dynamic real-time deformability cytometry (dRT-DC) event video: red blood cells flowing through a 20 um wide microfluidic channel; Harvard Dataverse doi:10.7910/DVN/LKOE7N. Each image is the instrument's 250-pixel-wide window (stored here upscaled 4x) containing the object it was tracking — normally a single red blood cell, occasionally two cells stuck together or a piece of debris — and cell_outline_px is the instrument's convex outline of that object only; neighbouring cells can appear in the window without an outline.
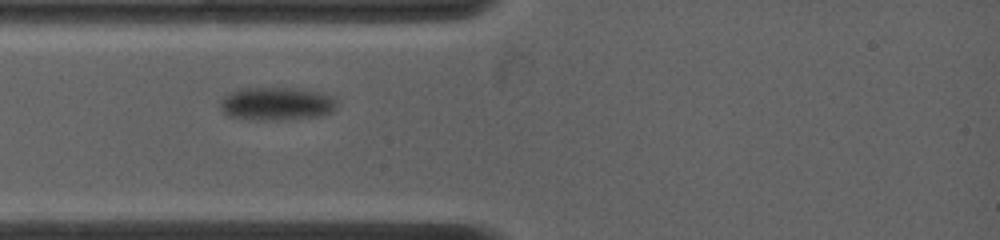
{"species": "common noctule bat (a hibernating species)", "species_latin": "Nyctalus noctula", "temperature_condition": "warm", "stored_images_in_passage": 21, "camera_frame_rate_fps": 4500, "um_per_image_px": 0.085, "animal": {"sex": "female", "body_mass_g": 19.0, "forearm_length_mm": 53.3}, "frame": {"image": 1, "passage_image": 1, "time_ms": 0.0, "image_size_px": [1000, 240], "cell_outline_px": [[340, 104], [332, 112], [320, 116], [292, 120], [256, 120], [228, 116], [220, 108], [220, 100], [224, 96], [232, 92], [244, 88], [300, 88], [320, 92], [332, 96]], "centroid_in_image_um": [23.57, 8.83], "position_along_channel_um": 61.4, "area_um2": 22.95}}
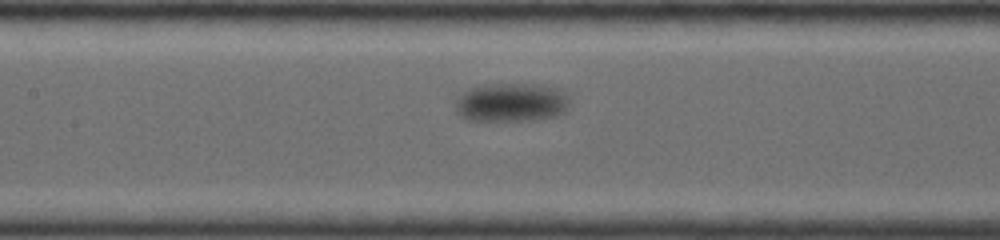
{"frame": {"image": 2, "passage_image": 12, "time_ms": 4.0, "image_size_px": [1000, 240], "cell_outline_px": [[568, 108], [564, 112], [556, 116], [536, 120], [464, 120], [456, 112], [456, 104], [460, 96], [468, 88], [484, 84], [536, 84], [552, 88], [564, 92], [568, 100]], "centroid_in_image_um": [43.44, 8.71], "position_along_channel_um": 164.0, "area_um2": 25.72}}
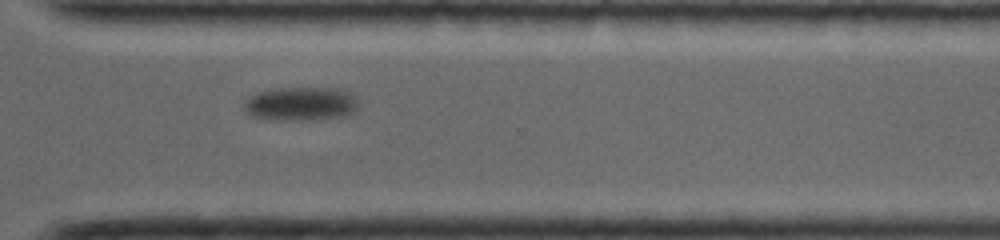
{"frame": {"image": 3, "passage_image": 21, "time_ms": 10.667, "image_size_px": [1000, 240], "cell_outline_px": [[356, 108], [348, 116], [296, 120], [252, 116], [244, 108], [244, 100], [260, 92], [280, 88], [336, 88], [348, 92], [356, 100]], "centroid_in_image_um": [25.58, 8.81], "position_along_channel_um": 345.0, "area_um2": 21.73}}